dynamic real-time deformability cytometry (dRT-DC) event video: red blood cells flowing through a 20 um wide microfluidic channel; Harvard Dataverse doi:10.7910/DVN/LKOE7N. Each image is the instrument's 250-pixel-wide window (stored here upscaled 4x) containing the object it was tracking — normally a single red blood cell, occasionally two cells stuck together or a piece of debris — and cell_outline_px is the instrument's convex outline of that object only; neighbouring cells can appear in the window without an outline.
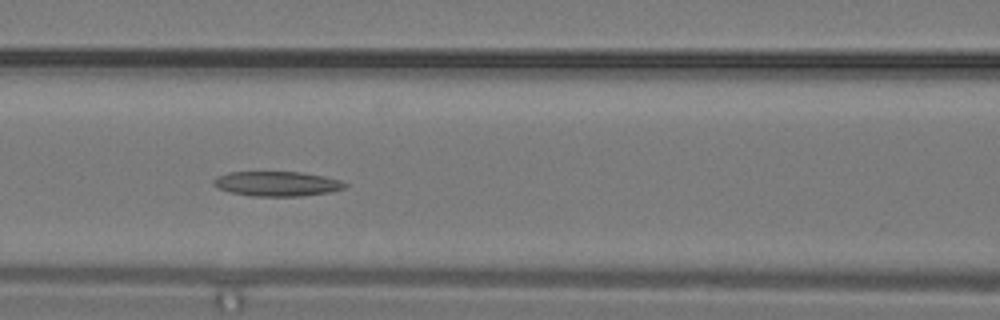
{"species": "common noctule bat (a hibernating species)", "species_latin": "Nyctalus noctula", "temperature_condition": "warm", "stored_images_in_passage": 7, "camera_frame_rate_fps": 3000, "um_per_image_px": 0.085, "animal": {"sex": "male", "body_mass_g": 19.2, "forearm_length_mm": 51.8}, "frame": {"image": 1, "passage_image": 4, "time_ms": 1.0, "image_size_px": [1000, 320], "cell_outline_px": [[348, 184], [344, 188], [328, 192], [300, 196], [252, 196], [232, 192], [216, 188], [212, 184], [212, 180], [216, 176], [228, 172], [300, 172], [324, 176], [340, 180]], "centroid_in_image_um": [23.49, 15.61], "position_along_channel_um": 143.1, "area_um2": 18.96}}
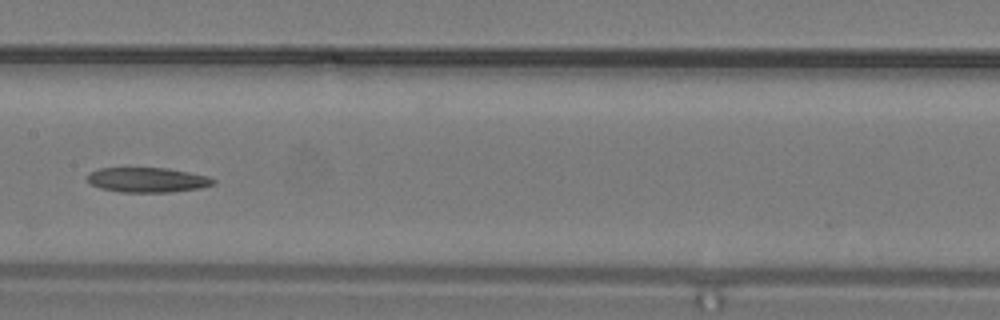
{"frame": {"image": 2, "passage_image": 6, "time_ms": 1.667, "image_size_px": [1000, 320], "cell_outline_px": [[216, 184], [200, 188], [168, 192], [120, 192], [100, 188], [92, 184], [88, 180], [88, 172], [100, 168], [168, 168], [208, 176], [216, 180]], "centroid_in_image_um": [12.55, 15.29], "position_along_channel_um": 194.9, "area_um2": 18.21}}